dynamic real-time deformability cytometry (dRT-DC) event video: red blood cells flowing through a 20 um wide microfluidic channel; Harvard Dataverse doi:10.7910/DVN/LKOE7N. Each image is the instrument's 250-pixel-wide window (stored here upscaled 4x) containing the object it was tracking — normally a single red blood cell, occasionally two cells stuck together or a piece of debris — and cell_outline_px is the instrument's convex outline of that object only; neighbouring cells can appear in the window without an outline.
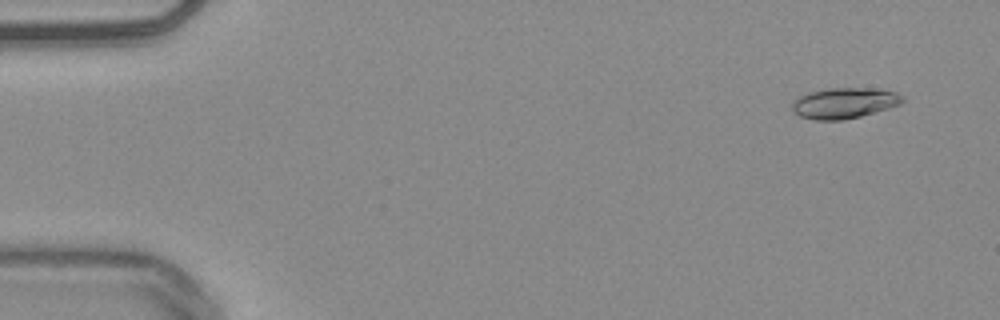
{"species": "common noctule bat (a hibernating species)", "species_latin": "Nyctalus noctula", "temperature_condition": "warm", "stored_images_in_passage": 53, "camera_frame_rate_fps": 3000, "um_per_image_px": 0.085, "animal": {"sex": "male", "body_mass_g": 20.4}, "frame": {"image": 1, "passage_image": 4, "time_ms": 1.0, "image_size_px": [1000, 320], "cell_outline_px": [[904, 100], [900, 104], [888, 108], [860, 116], [844, 120], [816, 120], [800, 116], [792, 112], [792, 104], [800, 96], [808, 92], [828, 88], [868, 88], [896, 92], [904, 96]], "centroid_in_image_um": [71.75, 8.76], "position_along_channel_um": 13.2, "area_um2": 19.65}}
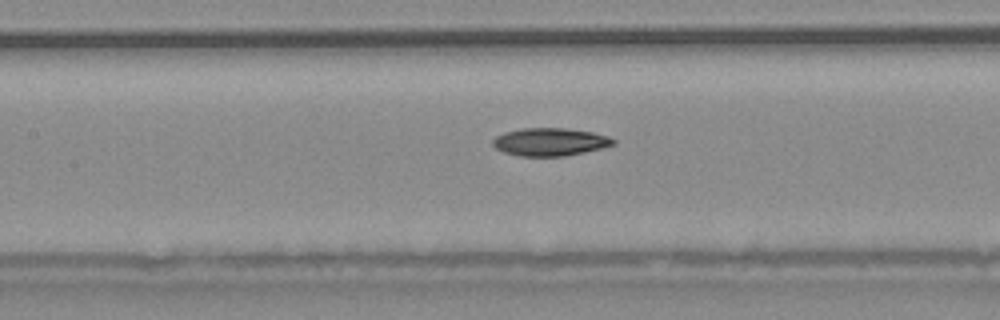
{"frame": {"image": 2, "passage_image": 25, "time_ms": 8.0, "image_size_px": [1000, 320], "cell_outline_px": [[616, 144], [584, 152], [564, 156], [520, 156], [504, 152], [496, 148], [492, 144], [492, 140], [496, 136], [504, 132], [520, 128], [564, 128], [592, 132], [608, 136], [616, 140]], "centroid_in_image_um": [46.74, 12.05], "position_along_channel_um": 160.7, "area_um2": 19.54}}
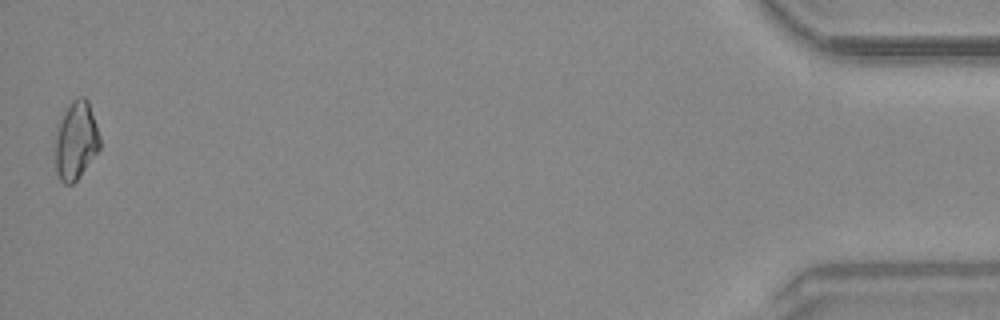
{"frame": {"image": 3, "passage_image": 53, "time_ms": 17.333, "image_size_px": [1000, 320], "cell_outline_px": [[100, 148], [76, 180], [72, 184], [64, 184], [60, 180], [56, 172], [56, 124], [64, 108], [72, 100], [80, 96], [84, 96], [88, 100], [100, 136]], "centroid_in_image_um": [6.43, 11.89], "position_along_channel_um": 428.8, "area_um2": 20.46}, "authors_computed_cell_mechanics": {"area_um2": 19.363, "velocity_mm_per_s": 3.8588, "shape_relaxation_time_tau1_ms": 9.4238, "shape_relaxation_time_tau2_ms": null, "deformation_change_tau1": 0.1726, "deformation_change_tau2": null}}